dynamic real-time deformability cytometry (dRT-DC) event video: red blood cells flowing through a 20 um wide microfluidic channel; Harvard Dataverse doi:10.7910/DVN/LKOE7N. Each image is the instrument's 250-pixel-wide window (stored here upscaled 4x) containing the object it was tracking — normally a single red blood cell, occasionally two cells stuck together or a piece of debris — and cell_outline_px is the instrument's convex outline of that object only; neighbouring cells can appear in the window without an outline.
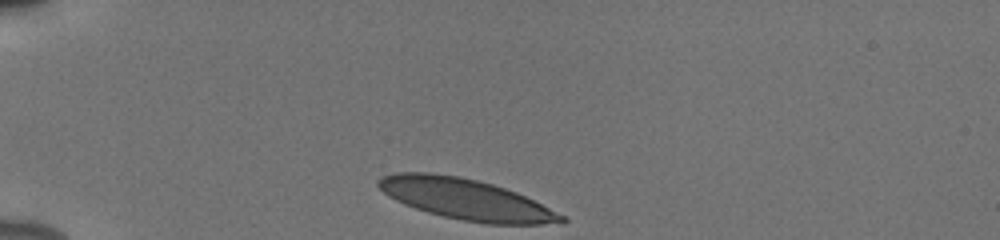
{"species": "human", "species_latin": "Homo sapiens", "temperature_condition": "cold", "stored_images_in_passage": 33, "camera_frame_rate_fps": 3000, "um_per_image_px": 0.085, "donor": {"sex": "male"}, "frame": {"image": 1, "passage_image": 1, "time_ms": 0.0, "image_size_px": [1000, 240], "cell_outline_px": [[568, 220], [564, 224], [488, 224], [460, 220], [428, 212], [404, 204], [388, 196], [376, 184], [376, 180], [380, 176], [396, 172], [432, 172], [460, 176], [492, 184], [516, 192], [564, 216]], "centroid_in_image_um": [39.57, 16.93], "position_along_channel_um": 45.4, "area_um2": 43.47}}
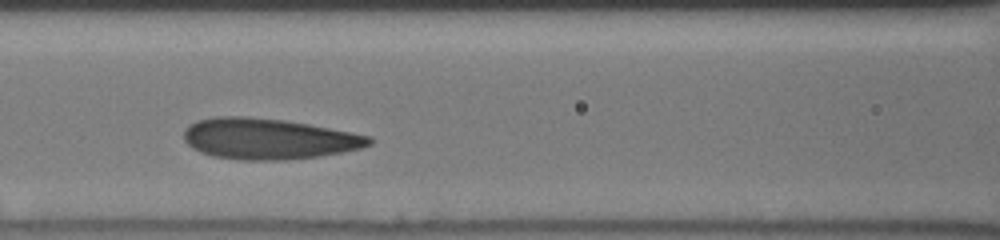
{"frame": {"image": 2, "passage_image": 12, "time_ms": 3.667, "image_size_px": [1000, 240], "cell_outline_px": [[372, 144], [360, 148], [340, 152], [316, 156], [284, 160], [240, 160], [216, 156], [200, 152], [192, 148], [184, 140], [184, 132], [188, 124], [196, 120], [216, 116], [248, 116], [284, 120], [308, 124], [352, 132], [372, 136]], "centroid_in_image_um": [22.78, 11.78], "position_along_channel_um": 143.8, "area_um2": 44.1}}
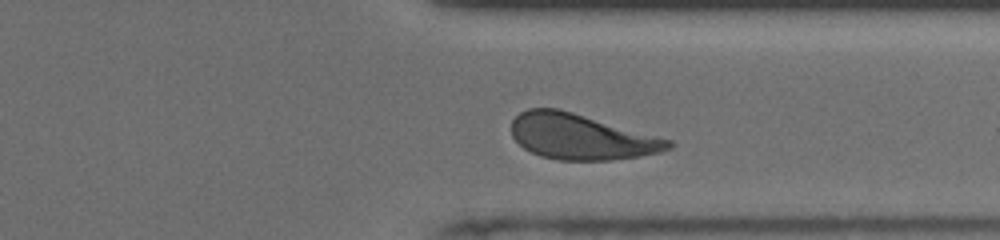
{"frame": {"image": 3, "passage_image": 29, "time_ms": 9.333, "image_size_px": [1000, 240], "cell_outline_px": [[672, 148], [660, 152], [640, 156], [612, 160], [560, 160], [540, 156], [524, 148], [512, 136], [512, 120], [520, 112], [528, 108], [560, 108], [672, 140]], "centroid_in_image_um": [49.39, 11.61], "position_along_channel_um": 362.0, "area_um2": 41.67}, "authors_computed_cell_mechanics": {"area_um2": 43.0032, "velocity_mm_per_s": 3.8509, "shape_relaxation_time_tau1_ms": 3.0, "shape_relaxation_time_tau2_ms": 1.0626, "deformation_change_tau1": 0.1361, "deformation_change_tau2": 0.0727}}